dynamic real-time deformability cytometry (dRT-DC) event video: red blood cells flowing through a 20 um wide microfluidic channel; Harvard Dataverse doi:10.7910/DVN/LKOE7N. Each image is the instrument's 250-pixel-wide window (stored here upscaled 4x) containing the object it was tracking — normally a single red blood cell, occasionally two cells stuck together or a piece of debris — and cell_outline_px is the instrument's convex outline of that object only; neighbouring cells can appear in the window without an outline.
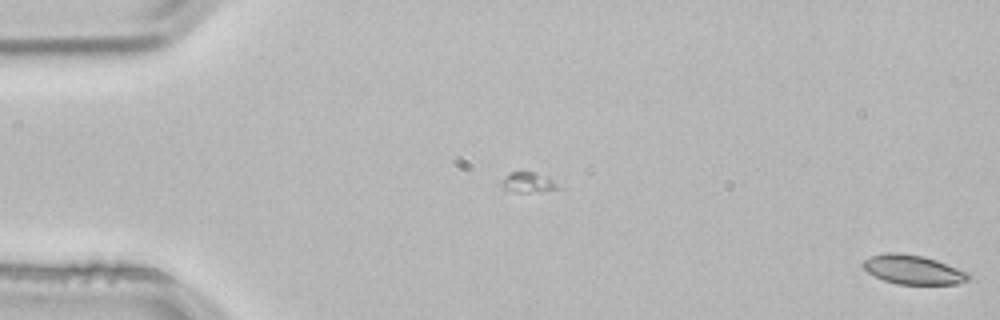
{"species": "common noctule bat (a hibernating species)", "species_latin": "Nyctalus noctula", "temperature_condition": "room temperature", "stored_images_in_passage": 3, "camera_frame_rate_fps": 3000, "um_per_image_px": 0.085, "animal": {"sex": "male", "body_mass_g": 21.5, "forearm_length_mm": 52.0}, "frame": {"image": 1, "passage_image": 3, "time_ms": 0.667, "image_size_px": [1000, 320], "cell_outline_px": [[972, 276], [968, 280], [956, 284], [896, 284], [884, 280], [868, 272], [860, 264], [864, 260], [872, 256], [884, 252], [900, 252], [924, 256], [936, 260], [968, 272]], "centroid_in_image_um": [77.61, 22.91], "position_along_channel_um": 7.4, "area_um2": 17.98}}